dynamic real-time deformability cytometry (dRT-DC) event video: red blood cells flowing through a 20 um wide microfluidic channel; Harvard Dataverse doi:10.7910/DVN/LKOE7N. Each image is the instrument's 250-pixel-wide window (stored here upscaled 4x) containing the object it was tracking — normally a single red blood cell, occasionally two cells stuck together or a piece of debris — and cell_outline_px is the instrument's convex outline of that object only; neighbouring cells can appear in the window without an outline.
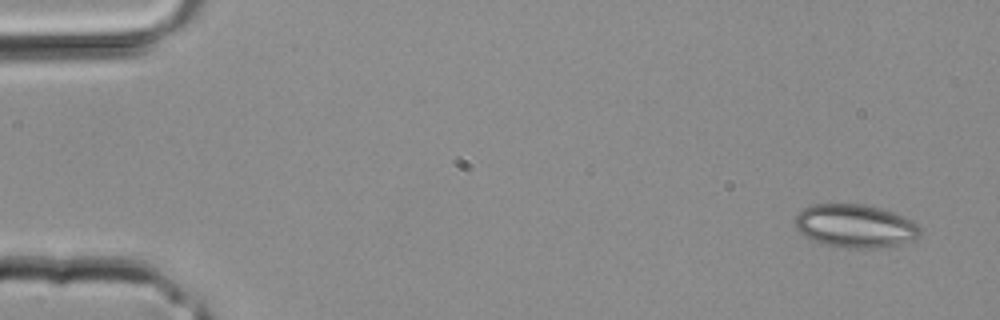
{"species": "common noctule bat (a hibernating species)", "species_latin": "Nyctalus noctula", "temperature_condition": "room temperature", "stored_images_in_passage": 3, "camera_frame_rate_fps": 3000, "um_per_image_px": 0.085, "animal": {"sex": "male", "body_mass_g": 20.4}, "frame": {"image": 1, "passage_image": 3, "time_ms": 0.667, "image_size_px": [1000, 320], "cell_outline_px": [[920, 236], [912, 240], [900, 244], [876, 248], [848, 248], [824, 244], [812, 240], [804, 236], [796, 228], [796, 216], [804, 208], [812, 204], [864, 204], [880, 208], [904, 216], [912, 220], [920, 228]], "centroid_in_image_um": [72.7, 19.21], "position_along_channel_um": 12.3, "area_um2": 31.44}}